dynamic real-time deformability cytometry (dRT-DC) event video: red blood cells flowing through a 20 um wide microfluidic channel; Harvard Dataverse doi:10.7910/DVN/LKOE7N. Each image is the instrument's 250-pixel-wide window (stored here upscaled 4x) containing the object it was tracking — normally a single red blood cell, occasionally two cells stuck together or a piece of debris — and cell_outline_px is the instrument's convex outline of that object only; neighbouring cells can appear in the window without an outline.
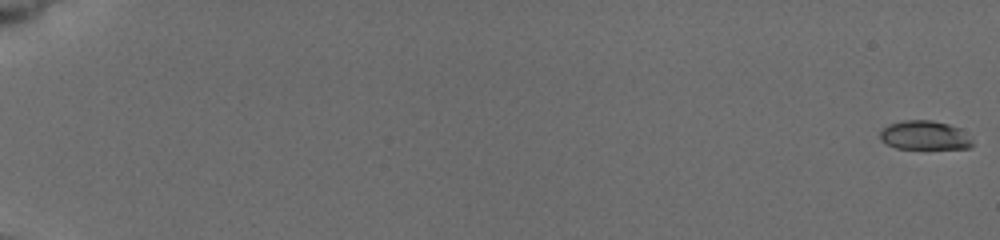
{"species": "common noctule bat (a hibernating species)", "species_latin": "Nyctalus noctula", "temperature_condition": "cold", "stored_images_in_passage": 14, "camera_frame_rate_fps": 3000, "um_per_image_px": 0.085, "animal": {"sex": "female", "body_mass_g": 19.5, "forearm_length_mm": 54.1}, "frame": {"image": 1, "passage_image": 1, "time_ms": 0.0, "image_size_px": [1000, 240], "cell_outline_px": [[972, 148], [896, 148], [880, 140], [880, 128], [888, 124], [904, 120], [932, 120], [948, 124], [960, 128], [972, 136]], "centroid_in_image_um": [78.6, 11.49], "position_along_channel_um": 6.4, "area_um2": 15.78}}
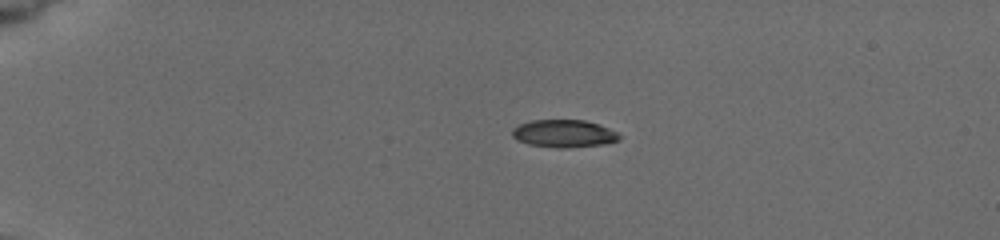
{"frame": {"image": 2, "passage_image": 10, "time_ms": 4.667, "image_size_px": [1000, 240], "cell_outline_px": [[620, 140], [604, 144], [568, 148], [556, 148], [528, 144], [516, 140], [512, 136], [512, 128], [520, 124], [532, 120], [584, 120], [608, 128], [616, 132], [620, 136]], "centroid_in_image_um": [47.9, 11.36], "position_along_channel_um": 37.1, "area_um2": 17.22}}
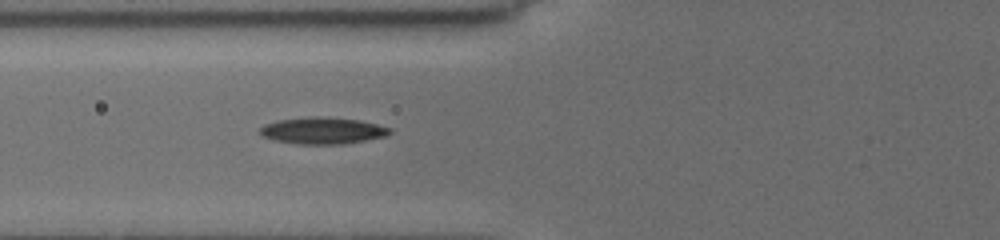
{"frame": {"image": 3, "passage_image": 14, "time_ms": 8.0, "image_size_px": [1000, 240], "cell_outline_px": [[392, 132], [384, 136], [344, 144], [296, 144], [272, 140], [260, 136], [260, 128], [264, 124], [276, 120], [308, 116], [320, 116], [360, 120], [392, 128]], "centroid_in_image_um": [27.36, 11.1], "position_along_channel_um": 98.4, "area_um2": 20.4}}